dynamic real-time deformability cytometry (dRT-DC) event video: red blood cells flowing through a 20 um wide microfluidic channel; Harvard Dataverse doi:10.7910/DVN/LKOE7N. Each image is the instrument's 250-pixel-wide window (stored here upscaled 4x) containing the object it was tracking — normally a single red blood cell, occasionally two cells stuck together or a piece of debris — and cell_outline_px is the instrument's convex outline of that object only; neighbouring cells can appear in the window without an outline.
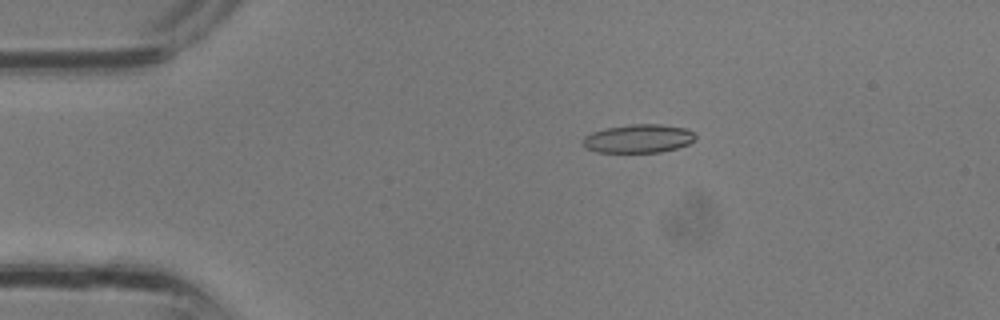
{"species": "common noctule bat (a hibernating species)", "species_latin": "Nyctalus noctula", "temperature_condition": "room temperature", "stored_images_in_passage": 29, "camera_frame_rate_fps": 3000, "um_per_image_px": 0.085, "animal": {"sex": "male", "body_mass_g": 13.3}, "frame": {"image": 1, "passage_image": 2, "time_ms": 0.333, "image_size_px": [1000, 320], "cell_outline_px": [[696, 140], [688, 144], [676, 148], [660, 152], [596, 152], [580, 144], [584, 136], [592, 132], [604, 128], [628, 124], [660, 124], [688, 128], [696, 136]], "centroid_in_image_um": [54.26, 11.77], "position_along_channel_um": 30.7, "area_um2": 18.9}}
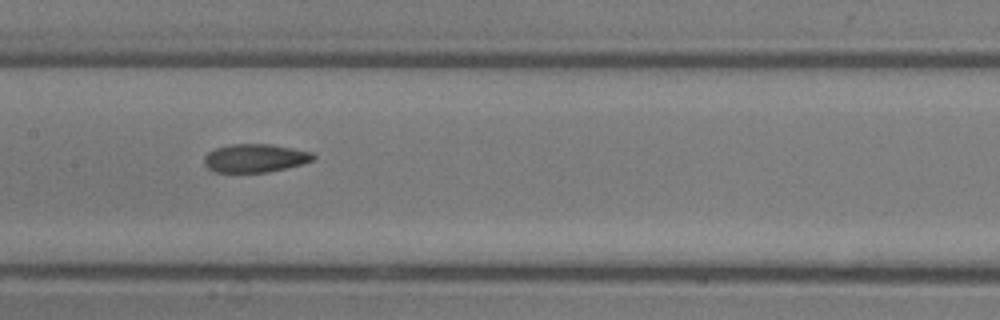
{"frame": {"image": 2, "passage_image": 12, "time_ms": 3.667, "image_size_px": [1000, 320], "cell_outline_px": [[316, 156], [312, 160], [300, 164], [268, 172], [216, 172], [208, 168], [204, 164], [204, 156], [208, 152], [216, 148], [232, 144], [272, 144], [312, 152]], "centroid_in_image_um": [21.66, 13.43], "position_along_channel_um": 185.7, "area_um2": 17.86}}
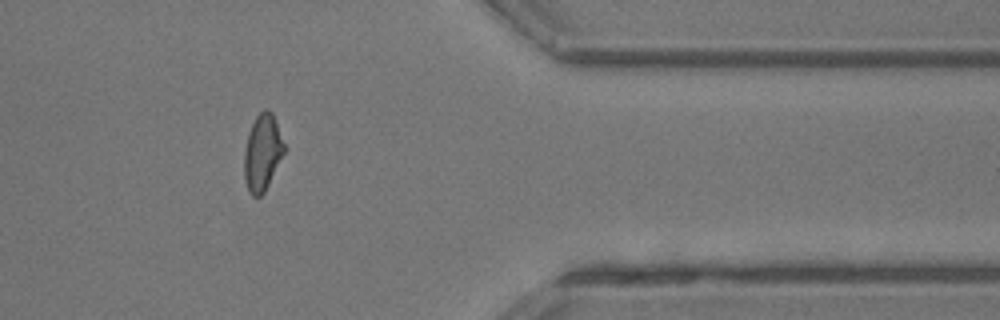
{"frame": {"image": 3, "passage_image": 23, "time_ms": 7.333, "image_size_px": [1000, 320], "cell_outline_px": [[284, 152], [264, 192], [260, 196], [252, 196], [248, 192], [244, 180], [244, 148], [248, 132], [256, 116], [264, 108], [268, 108], [272, 112], [284, 144]], "centroid_in_image_um": [22.27, 12.96], "position_along_channel_um": 389.1, "area_um2": 17.69}}